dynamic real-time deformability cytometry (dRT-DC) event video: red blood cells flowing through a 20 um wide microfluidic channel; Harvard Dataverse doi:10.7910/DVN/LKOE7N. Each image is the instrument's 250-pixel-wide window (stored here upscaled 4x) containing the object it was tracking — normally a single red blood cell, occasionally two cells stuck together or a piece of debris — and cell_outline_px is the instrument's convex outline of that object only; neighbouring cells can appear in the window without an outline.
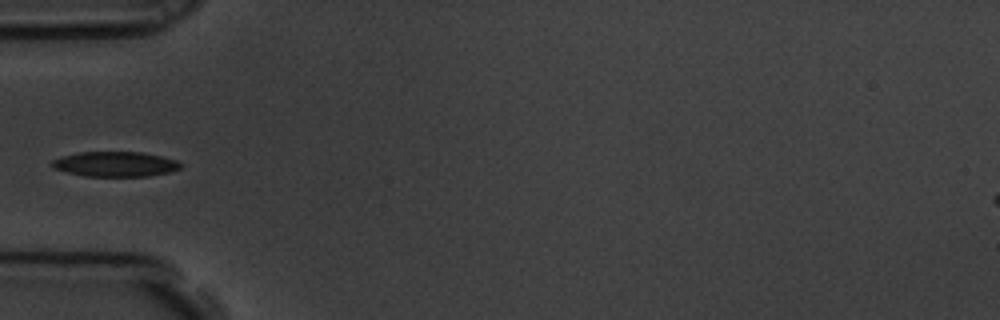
{"species": "common noctule bat (a hibernating species)", "species_latin": "Nyctalus noctula", "temperature_condition": "room temperature", "stored_images_in_passage": 5, "camera_frame_rate_fps": 3000, "um_per_image_px": 0.085, "animal": {"sex": "male", "body_mass_g": 19.5, "forearm_length_mm": 54.6}, "frame": {"image": 1, "passage_image": 5, "time_ms": 1.333, "image_size_px": [1000, 320], "cell_outline_px": [[184, 164], [180, 168], [172, 172], [148, 176], [84, 176], [52, 168], [52, 160], [60, 156], [80, 152], [140, 152], [160, 156], [176, 160]], "centroid_in_image_um": [9.81, 13.95], "position_along_channel_um": 75.2, "area_um2": 18.79}}